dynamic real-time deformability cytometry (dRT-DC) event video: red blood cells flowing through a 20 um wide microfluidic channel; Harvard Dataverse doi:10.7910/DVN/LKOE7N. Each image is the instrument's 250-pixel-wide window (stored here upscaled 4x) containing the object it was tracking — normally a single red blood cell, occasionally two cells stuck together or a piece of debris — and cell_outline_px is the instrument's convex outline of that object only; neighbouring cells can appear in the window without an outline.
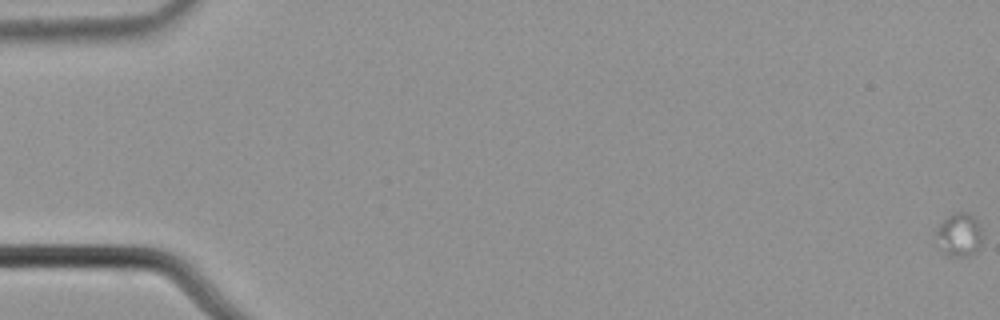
{"species": "common noctule bat (a hibernating species)", "species_latin": "Nyctalus noctula", "temperature_condition": "cold", "stored_images_in_passage": 6, "camera_frame_rate_fps": 3000, "um_per_image_px": 0.085, "animal": {"sex": "male", "body_mass_g": 21.5, "forearm_length_mm": 52.0}, "frame": {"image": 1, "passage_image": 1, "time_ms": 0.0, "image_size_px": [1000, 320], "cell_outline_px": [[980, 248], [976, 252], [968, 256], [948, 256], [944, 252], [936, 232], [940, 224], [948, 216], [960, 212], [964, 212], [972, 216], [980, 224]], "centroid_in_image_um": [81.57, 19.97], "position_along_channel_um": 3.4, "area_um2": 11.16}}